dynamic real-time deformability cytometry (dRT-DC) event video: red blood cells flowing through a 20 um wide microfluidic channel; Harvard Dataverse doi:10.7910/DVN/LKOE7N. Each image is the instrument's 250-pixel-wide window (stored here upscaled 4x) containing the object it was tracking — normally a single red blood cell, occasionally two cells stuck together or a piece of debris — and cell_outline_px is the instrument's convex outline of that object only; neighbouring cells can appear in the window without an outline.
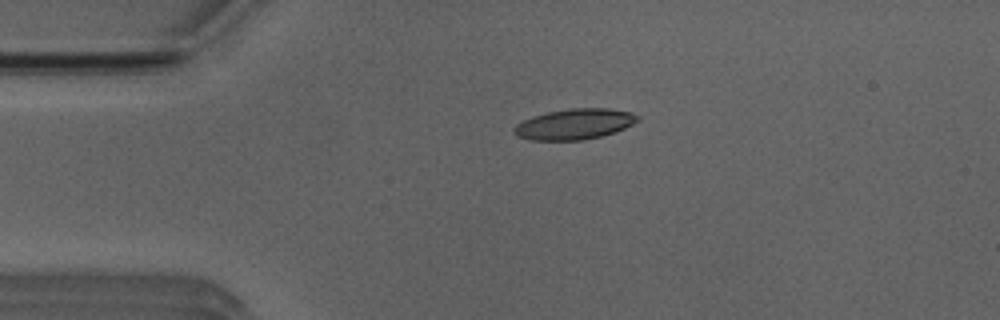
{"species": "Egyptian fruit bat (a non-hibernating species)", "species_latin": "Rousettus aegyptiacus", "temperature_condition": "room temperature", "stored_images_in_passage": 27, "camera_frame_rate_fps": 3000, "um_per_image_px": 0.085, "animal": {"sex": "male"}, "frame": {"image": 1, "passage_image": 1, "time_ms": 0.0, "image_size_px": [1000, 320], "cell_outline_px": [[640, 120], [624, 128], [600, 136], [580, 140], [528, 140], [512, 132], [512, 128], [516, 124], [532, 116], [548, 112], [568, 108], [608, 108], [632, 112], [640, 116]], "centroid_in_image_um": [48.82, 10.54], "position_along_channel_um": 36.2, "area_um2": 22.02}}
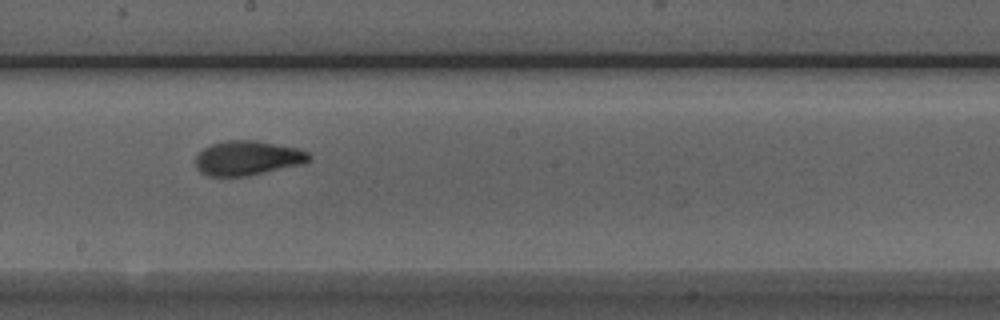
{"frame": {"image": 2, "passage_image": 18, "time_ms": 5.667, "image_size_px": [1000, 320], "cell_outline_px": [[312, 160], [304, 164], [248, 176], [208, 176], [200, 172], [196, 168], [196, 156], [204, 148], [212, 144], [224, 140], [256, 140], [300, 148], [308, 152], [312, 156]], "centroid_in_image_um": [21.09, 13.43], "position_along_channel_um": 227.1, "area_um2": 23.18}}
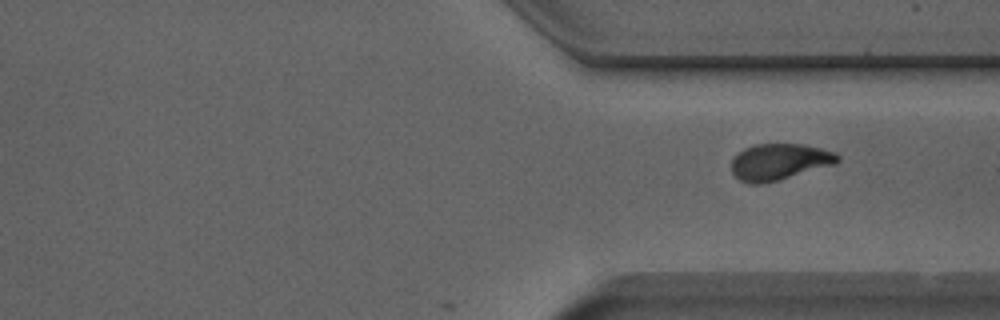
{"frame": {"image": 3, "passage_image": 27, "time_ms": 8.667, "image_size_px": [1000, 320], "cell_outline_px": [[840, 160], [836, 164], [780, 180], [760, 184], [748, 184], [740, 180], [732, 172], [732, 160], [744, 148], [756, 144], [800, 144], [836, 152], [840, 156]], "centroid_in_image_um": [66.27, 13.77], "position_along_channel_um": 345.1, "area_um2": 22.48}}